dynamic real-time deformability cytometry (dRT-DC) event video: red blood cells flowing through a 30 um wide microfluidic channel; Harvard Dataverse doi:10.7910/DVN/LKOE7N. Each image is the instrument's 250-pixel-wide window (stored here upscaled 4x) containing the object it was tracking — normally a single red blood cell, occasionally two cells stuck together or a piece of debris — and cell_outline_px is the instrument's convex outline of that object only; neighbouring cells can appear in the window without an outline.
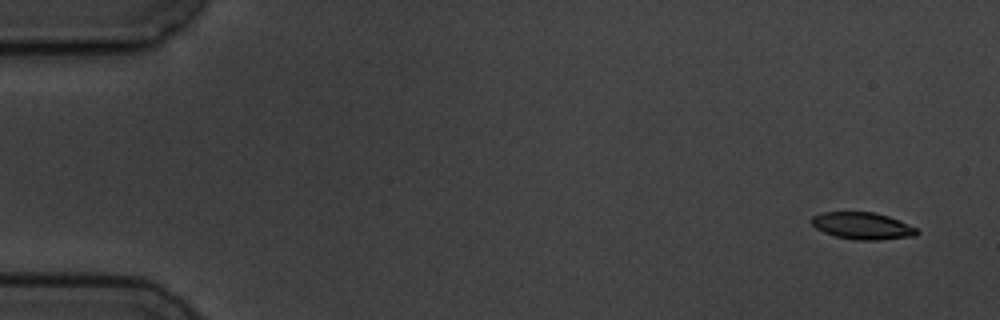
{"species": "common noctule bat (a hibernating species)", "species_latin": "Nyctalus noctula", "temperature_condition": "cold", "stored_images_in_passage": 5, "camera_frame_rate_fps": 3000, "um_per_image_px": 0.085, "animal": {"sex": "male", "body_mass_g": 19.5, "forearm_length_mm": 54.6}, "frame": {"image": 1, "passage_image": 1, "time_ms": 0.0, "image_size_px": [1000, 320], "cell_outline_px": [[920, 232], [916, 236], [880, 240], [856, 240], [836, 236], [824, 232], [816, 228], [812, 224], [812, 216], [824, 212], [872, 212], [888, 216], [900, 220], [916, 228]], "centroid_in_image_um": [73.34, 19.2], "position_along_channel_um": 11.7, "area_um2": 16.53}}
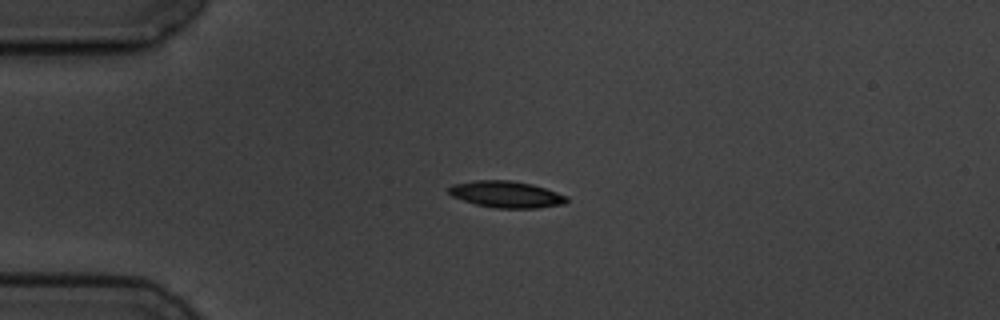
{"frame": {"image": 2, "passage_image": 4, "time_ms": 3.667, "image_size_px": [1000, 320], "cell_outline_px": [[568, 200], [564, 204], [540, 208], [496, 208], [476, 204], [452, 196], [448, 192], [448, 188], [452, 184], [476, 180], [508, 180], [532, 184], [568, 196]], "centroid_in_image_um": [43.04, 16.52], "position_along_channel_um": 42.0, "area_um2": 18.21}}